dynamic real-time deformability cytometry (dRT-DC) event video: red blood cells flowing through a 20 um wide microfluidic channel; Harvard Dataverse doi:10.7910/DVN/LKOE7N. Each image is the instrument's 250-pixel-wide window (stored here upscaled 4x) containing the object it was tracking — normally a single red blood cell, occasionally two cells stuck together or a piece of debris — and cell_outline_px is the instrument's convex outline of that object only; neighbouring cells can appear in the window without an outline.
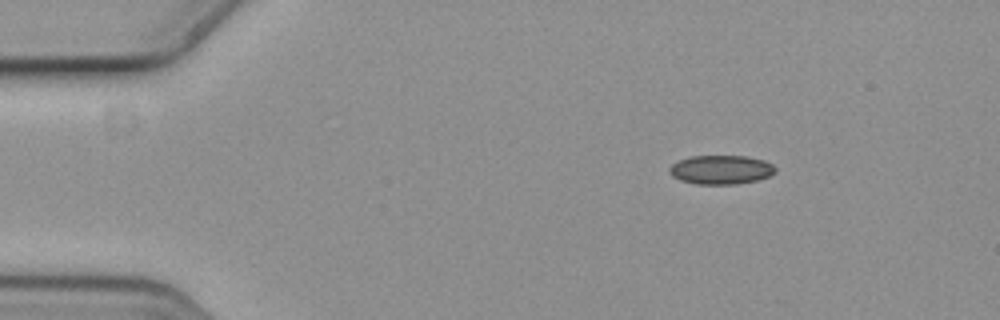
{"species": "common noctule bat (a hibernating species)", "species_latin": "Nyctalus noctula", "temperature_condition": "cold", "stored_images_in_passage": 6, "camera_frame_rate_fps": 3000, "um_per_image_px": 0.085, "animal": {"sex": "female", "body_mass_g": 19.3, "forearm_length_mm": 54.1}, "frame": {"image": 1, "passage_image": 1, "time_ms": 0.0, "image_size_px": [1000, 320], "cell_outline_px": [[776, 172], [768, 176], [756, 180], [732, 184], [700, 184], [680, 180], [672, 176], [668, 168], [672, 164], [680, 160], [692, 156], [748, 156], [764, 160], [772, 164], [776, 168]], "centroid_in_image_um": [61.29, 14.41], "position_along_channel_um": 23.7, "area_um2": 17.74}}
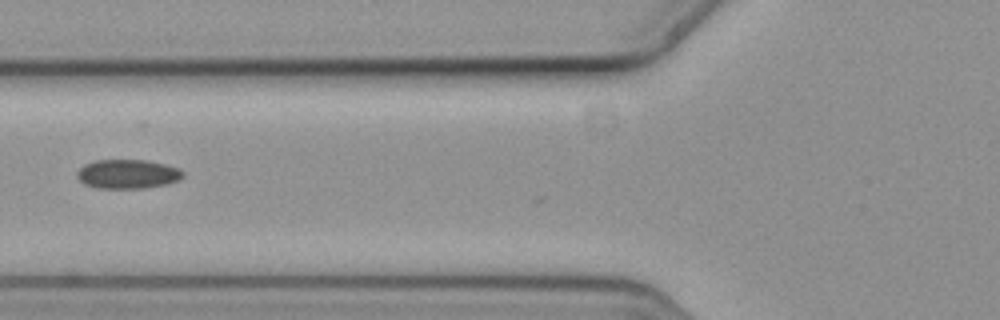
{"frame": {"image": 2, "passage_image": 5, "time_ms": 1.333, "image_size_px": [1000, 320], "cell_outline_px": [[184, 176], [168, 184], [144, 188], [96, 188], [84, 184], [76, 176], [76, 172], [84, 164], [96, 160], [148, 160], [180, 168], [184, 172]], "centroid_in_image_um": [10.84, 14.79], "position_along_channel_um": 115.0, "area_um2": 18.09}}
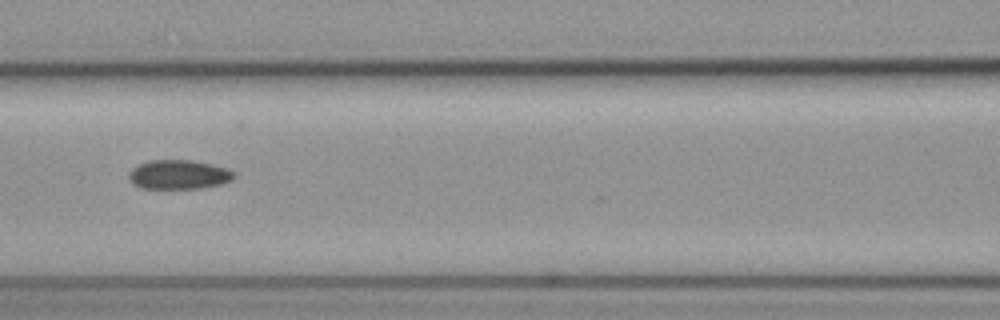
{"frame": {"image": 3, "passage_image": 6, "time_ms": 1.667, "image_size_px": [1000, 320], "cell_outline_px": [[232, 180], [220, 184], [200, 188], [140, 188], [132, 184], [128, 176], [128, 172], [132, 168], [148, 160], [192, 160], [212, 164], [228, 168], [232, 172]], "centroid_in_image_um": [15.14, 14.83], "position_along_channel_um": 151.5, "area_um2": 17.86}}